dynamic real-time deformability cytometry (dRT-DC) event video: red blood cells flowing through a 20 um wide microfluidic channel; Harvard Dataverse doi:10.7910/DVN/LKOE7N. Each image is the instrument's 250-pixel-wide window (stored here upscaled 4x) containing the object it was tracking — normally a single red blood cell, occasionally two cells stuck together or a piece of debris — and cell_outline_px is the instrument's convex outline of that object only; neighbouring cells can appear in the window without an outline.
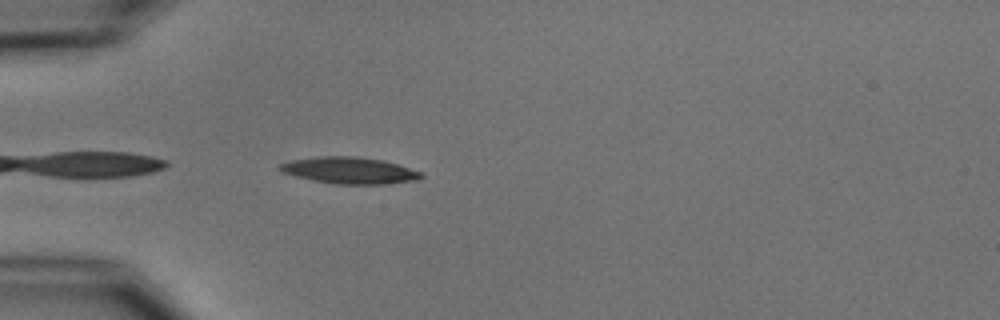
{"species": "common noctule bat (a hibernating species)", "species_latin": "Nyctalus noctula", "temperature_condition": "cold", "stored_images_in_passage": 3, "camera_frame_rate_fps": 3000, "um_per_image_px": 0.085, "animal": {"sex": "male", "body_mass_g": 15.6}, "frame": {"image": 1, "passage_image": 3, "time_ms": 3.333, "image_size_px": [1000, 320], "cell_outline_px": [[424, 176], [416, 180], [384, 184], [336, 184], [312, 180], [280, 172], [276, 168], [280, 164], [292, 160], [320, 156], [356, 156], [384, 160], [420, 172]], "centroid_in_image_um": [29.66, 14.48], "position_along_channel_um": 55.3, "area_um2": 21.79}}